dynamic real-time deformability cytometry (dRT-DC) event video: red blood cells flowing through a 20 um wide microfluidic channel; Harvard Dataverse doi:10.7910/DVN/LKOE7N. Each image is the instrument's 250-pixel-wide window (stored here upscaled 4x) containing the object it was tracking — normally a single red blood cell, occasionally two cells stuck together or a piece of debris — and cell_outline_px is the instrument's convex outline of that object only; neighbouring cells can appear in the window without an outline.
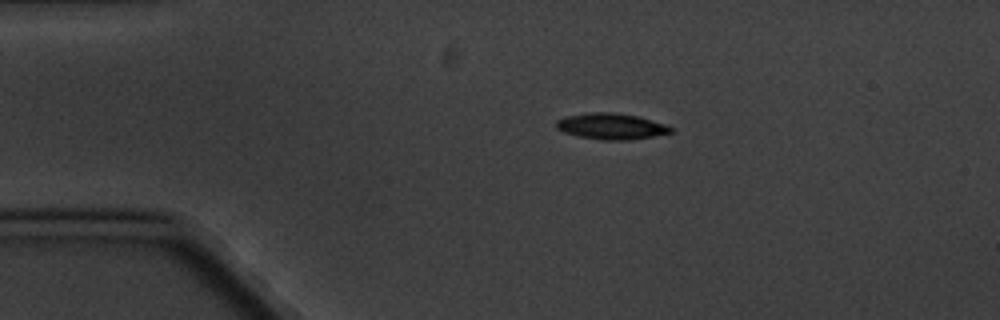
{"species": "common noctule bat (a hibernating species)", "species_latin": "Nyctalus noctula", "temperature_condition": "cold", "stored_images_in_passage": 7, "camera_frame_rate_fps": 3000, "um_per_image_px": 0.085, "animal": {"sex": "male", "body_mass_g": 20.1, "forearm_length_mm": 53.5}, "frame": {"image": 1, "passage_image": 3, "time_ms": 2.333, "image_size_px": [1000, 320], "cell_outline_px": [[672, 132], [632, 140], [604, 140], [580, 136], [564, 132], [556, 128], [556, 120], [564, 116], [592, 112], [612, 112], [636, 116], [664, 124], [672, 128]], "centroid_in_image_um": [51.91, 10.73], "position_along_channel_um": 33.1, "area_um2": 17.17}}
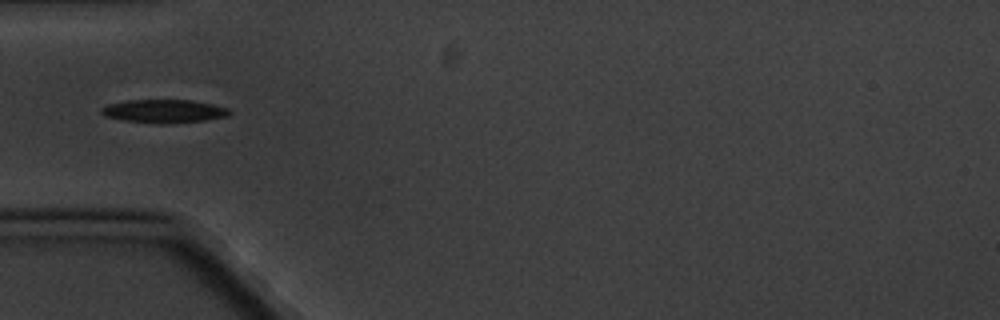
{"frame": {"image": 2, "passage_image": 5, "time_ms": 4.667, "image_size_px": [1000, 320], "cell_outline_px": [[232, 112], [228, 116], [204, 120], [160, 124], [124, 120], [104, 116], [100, 112], [100, 108], [108, 104], [128, 100], [188, 100], [212, 104], [228, 108]], "centroid_in_image_um": [13.91, 9.44], "position_along_channel_um": 71.1, "area_um2": 17.28}}